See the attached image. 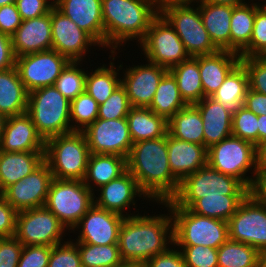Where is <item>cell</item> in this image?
I'll return each instance as SVG.
<instances>
[{"mask_svg": "<svg viewBox=\"0 0 266 267\" xmlns=\"http://www.w3.org/2000/svg\"><path fill=\"white\" fill-rule=\"evenodd\" d=\"M169 214H135L125 217L118 237L120 256L124 263L144 264L152 257L174 245V223ZM159 215V216H158ZM169 215V216H168Z\"/></svg>", "mask_w": 266, "mask_h": 267, "instance_id": "obj_1", "label": "cell"}, {"mask_svg": "<svg viewBox=\"0 0 266 267\" xmlns=\"http://www.w3.org/2000/svg\"><path fill=\"white\" fill-rule=\"evenodd\" d=\"M168 158L166 134L162 138L133 143L126 159L127 170L139 188L157 204L170 200L180 185L171 173Z\"/></svg>", "mask_w": 266, "mask_h": 267, "instance_id": "obj_2", "label": "cell"}, {"mask_svg": "<svg viewBox=\"0 0 266 267\" xmlns=\"http://www.w3.org/2000/svg\"><path fill=\"white\" fill-rule=\"evenodd\" d=\"M101 6L104 48L111 49L112 55L108 57H113L111 61L115 59L116 50L127 41L140 43L159 14L152 0H102Z\"/></svg>", "mask_w": 266, "mask_h": 267, "instance_id": "obj_3", "label": "cell"}, {"mask_svg": "<svg viewBox=\"0 0 266 267\" xmlns=\"http://www.w3.org/2000/svg\"><path fill=\"white\" fill-rule=\"evenodd\" d=\"M164 203L173 218L175 246L202 245L218 249L229 239L228 222L177 207L171 200Z\"/></svg>", "mask_w": 266, "mask_h": 267, "instance_id": "obj_4", "label": "cell"}, {"mask_svg": "<svg viewBox=\"0 0 266 267\" xmlns=\"http://www.w3.org/2000/svg\"><path fill=\"white\" fill-rule=\"evenodd\" d=\"M90 154L83 132L72 131L46 140L44 161L53 178L83 181Z\"/></svg>", "mask_w": 266, "mask_h": 267, "instance_id": "obj_5", "label": "cell"}, {"mask_svg": "<svg viewBox=\"0 0 266 267\" xmlns=\"http://www.w3.org/2000/svg\"><path fill=\"white\" fill-rule=\"evenodd\" d=\"M26 113L45 141L51 137L72 132L70 100L64 97L54 85L30 91Z\"/></svg>", "mask_w": 266, "mask_h": 267, "instance_id": "obj_6", "label": "cell"}, {"mask_svg": "<svg viewBox=\"0 0 266 267\" xmlns=\"http://www.w3.org/2000/svg\"><path fill=\"white\" fill-rule=\"evenodd\" d=\"M249 189L238 179L223 174L208 164L185 177L178 192L170 199L177 207L189 208L202 197L248 195Z\"/></svg>", "mask_w": 266, "mask_h": 267, "instance_id": "obj_7", "label": "cell"}, {"mask_svg": "<svg viewBox=\"0 0 266 267\" xmlns=\"http://www.w3.org/2000/svg\"><path fill=\"white\" fill-rule=\"evenodd\" d=\"M207 154V164L210 167L240 180L250 189L258 172L257 153L254 144L231 135L210 146L207 149ZM248 171H251L250 174L253 175L247 176Z\"/></svg>", "mask_w": 266, "mask_h": 267, "instance_id": "obj_8", "label": "cell"}, {"mask_svg": "<svg viewBox=\"0 0 266 267\" xmlns=\"http://www.w3.org/2000/svg\"><path fill=\"white\" fill-rule=\"evenodd\" d=\"M94 196L82 180L53 178L44 206L72 231L94 204Z\"/></svg>", "mask_w": 266, "mask_h": 267, "instance_id": "obj_9", "label": "cell"}, {"mask_svg": "<svg viewBox=\"0 0 266 267\" xmlns=\"http://www.w3.org/2000/svg\"><path fill=\"white\" fill-rule=\"evenodd\" d=\"M144 60L165 67L168 70L190 58L175 29L159 13L151 22L143 40L138 43Z\"/></svg>", "mask_w": 266, "mask_h": 267, "instance_id": "obj_10", "label": "cell"}, {"mask_svg": "<svg viewBox=\"0 0 266 267\" xmlns=\"http://www.w3.org/2000/svg\"><path fill=\"white\" fill-rule=\"evenodd\" d=\"M191 6H170L160 14L175 29L190 57L217 52L218 49L212 43L204 27L199 7H195L194 4Z\"/></svg>", "mask_w": 266, "mask_h": 267, "instance_id": "obj_11", "label": "cell"}, {"mask_svg": "<svg viewBox=\"0 0 266 267\" xmlns=\"http://www.w3.org/2000/svg\"><path fill=\"white\" fill-rule=\"evenodd\" d=\"M67 229L45 206L17 212L15 237L23 246H54L65 242Z\"/></svg>", "mask_w": 266, "mask_h": 267, "instance_id": "obj_12", "label": "cell"}, {"mask_svg": "<svg viewBox=\"0 0 266 267\" xmlns=\"http://www.w3.org/2000/svg\"><path fill=\"white\" fill-rule=\"evenodd\" d=\"M229 239L266 251V208L249 194L228 220Z\"/></svg>", "mask_w": 266, "mask_h": 267, "instance_id": "obj_13", "label": "cell"}, {"mask_svg": "<svg viewBox=\"0 0 266 267\" xmlns=\"http://www.w3.org/2000/svg\"><path fill=\"white\" fill-rule=\"evenodd\" d=\"M70 60L56 50L25 54L16 57L15 67L28 92L54 85Z\"/></svg>", "mask_w": 266, "mask_h": 267, "instance_id": "obj_14", "label": "cell"}, {"mask_svg": "<svg viewBox=\"0 0 266 267\" xmlns=\"http://www.w3.org/2000/svg\"><path fill=\"white\" fill-rule=\"evenodd\" d=\"M91 154H108L127 159L133 145L126 118H97L83 131Z\"/></svg>", "mask_w": 266, "mask_h": 267, "instance_id": "obj_15", "label": "cell"}, {"mask_svg": "<svg viewBox=\"0 0 266 267\" xmlns=\"http://www.w3.org/2000/svg\"><path fill=\"white\" fill-rule=\"evenodd\" d=\"M52 49L70 61H82L91 46L100 45L55 6L51 8ZM84 56V57H83Z\"/></svg>", "mask_w": 266, "mask_h": 267, "instance_id": "obj_16", "label": "cell"}, {"mask_svg": "<svg viewBox=\"0 0 266 267\" xmlns=\"http://www.w3.org/2000/svg\"><path fill=\"white\" fill-rule=\"evenodd\" d=\"M53 175L44 161L31 174L9 186L2 194L18 212L45 205Z\"/></svg>", "mask_w": 266, "mask_h": 267, "instance_id": "obj_17", "label": "cell"}, {"mask_svg": "<svg viewBox=\"0 0 266 267\" xmlns=\"http://www.w3.org/2000/svg\"><path fill=\"white\" fill-rule=\"evenodd\" d=\"M124 218L120 214L107 211L93 204L70 233L79 230L78 238H75L74 243L118 244L119 230Z\"/></svg>", "mask_w": 266, "mask_h": 267, "instance_id": "obj_18", "label": "cell"}, {"mask_svg": "<svg viewBox=\"0 0 266 267\" xmlns=\"http://www.w3.org/2000/svg\"><path fill=\"white\" fill-rule=\"evenodd\" d=\"M133 66V67H132ZM123 69L121 84L125 87L132 107L149 108L159 82L168 69L147 60V64Z\"/></svg>", "mask_w": 266, "mask_h": 267, "instance_id": "obj_19", "label": "cell"}, {"mask_svg": "<svg viewBox=\"0 0 266 267\" xmlns=\"http://www.w3.org/2000/svg\"><path fill=\"white\" fill-rule=\"evenodd\" d=\"M99 194L94 197V204L102 209L120 214L124 217L134 215L125 212L126 208L136 206V197L151 201L139 188L136 179L126 170L118 178L101 186L96 190ZM96 198V199H95ZM126 213V214H123Z\"/></svg>", "mask_w": 266, "mask_h": 267, "instance_id": "obj_20", "label": "cell"}, {"mask_svg": "<svg viewBox=\"0 0 266 267\" xmlns=\"http://www.w3.org/2000/svg\"><path fill=\"white\" fill-rule=\"evenodd\" d=\"M45 144L27 113L6 118L0 151L45 152Z\"/></svg>", "mask_w": 266, "mask_h": 267, "instance_id": "obj_21", "label": "cell"}, {"mask_svg": "<svg viewBox=\"0 0 266 267\" xmlns=\"http://www.w3.org/2000/svg\"><path fill=\"white\" fill-rule=\"evenodd\" d=\"M15 57L52 49L51 10L37 18L23 20L11 36Z\"/></svg>", "mask_w": 266, "mask_h": 267, "instance_id": "obj_22", "label": "cell"}, {"mask_svg": "<svg viewBox=\"0 0 266 267\" xmlns=\"http://www.w3.org/2000/svg\"><path fill=\"white\" fill-rule=\"evenodd\" d=\"M102 0H54V6L104 48Z\"/></svg>", "mask_w": 266, "mask_h": 267, "instance_id": "obj_23", "label": "cell"}, {"mask_svg": "<svg viewBox=\"0 0 266 267\" xmlns=\"http://www.w3.org/2000/svg\"><path fill=\"white\" fill-rule=\"evenodd\" d=\"M167 147L171 173L179 182L207 165V148L203 145L179 140L167 133Z\"/></svg>", "mask_w": 266, "mask_h": 267, "instance_id": "obj_24", "label": "cell"}, {"mask_svg": "<svg viewBox=\"0 0 266 267\" xmlns=\"http://www.w3.org/2000/svg\"><path fill=\"white\" fill-rule=\"evenodd\" d=\"M193 105L203 120L204 146L207 149L232 135V110L211 97H204Z\"/></svg>", "mask_w": 266, "mask_h": 267, "instance_id": "obj_25", "label": "cell"}, {"mask_svg": "<svg viewBox=\"0 0 266 267\" xmlns=\"http://www.w3.org/2000/svg\"><path fill=\"white\" fill-rule=\"evenodd\" d=\"M241 62L235 52L218 50L215 53L198 56L199 71L204 97H211L224 82L227 75Z\"/></svg>", "mask_w": 266, "mask_h": 267, "instance_id": "obj_26", "label": "cell"}, {"mask_svg": "<svg viewBox=\"0 0 266 267\" xmlns=\"http://www.w3.org/2000/svg\"><path fill=\"white\" fill-rule=\"evenodd\" d=\"M200 3V4H199ZM196 6L208 35L218 50L230 51V21L233 6L199 2Z\"/></svg>", "mask_w": 266, "mask_h": 267, "instance_id": "obj_27", "label": "cell"}, {"mask_svg": "<svg viewBox=\"0 0 266 267\" xmlns=\"http://www.w3.org/2000/svg\"><path fill=\"white\" fill-rule=\"evenodd\" d=\"M45 152L0 151V191L31 174L44 162Z\"/></svg>", "mask_w": 266, "mask_h": 267, "instance_id": "obj_28", "label": "cell"}, {"mask_svg": "<svg viewBox=\"0 0 266 267\" xmlns=\"http://www.w3.org/2000/svg\"><path fill=\"white\" fill-rule=\"evenodd\" d=\"M28 93L16 67L0 71V113L6 118L26 113Z\"/></svg>", "mask_w": 266, "mask_h": 267, "instance_id": "obj_29", "label": "cell"}, {"mask_svg": "<svg viewBox=\"0 0 266 267\" xmlns=\"http://www.w3.org/2000/svg\"><path fill=\"white\" fill-rule=\"evenodd\" d=\"M126 170V158L122 156L90 154L83 182L95 193L96 189L118 178Z\"/></svg>", "mask_w": 266, "mask_h": 267, "instance_id": "obj_30", "label": "cell"}, {"mask_svg": "<svg viewBox=\"0 0 266 267\" xmlns=\"http://www.w3.org/2000/svg\"><path fill=\"white\" fill-rule=\"evenodd\" d=\"M126 120L133 143L162 138L168 132L167 121L149 108L132 107Z\"/></svg>", "mask_w": 266, "mask_h": 267, "instance_id": "obj_31", "label": "cell"}, {"mask_svg": "<svg viewBox=\"0 0 266 267\" xmlns=\"http://www.w3.org/2000/svg\"><path fill=\"white\" fill-rule=\"evenodd\" d=\"M233 6L230 21V51L241 54L250 44L256 11L262 6L259 2ZM251 3V4H249Z\"/></svg>", "mask_w": 266, "mask_h": 267, "instance_id": "obj_32", "label": "cell"}, {"mask_svg": "<svg viewBox=\"0 0 266 267\" xmlns=\"http://www.w3.org/2000/svg\"><path fill=\"white\" fill-rule=\"evenodd\" d=\"M168 134L179 140L204 146V124L199 110L188 104L167 122Z\"/></svg>", "mask_w": 266, "mask_h": 267, "instance_id": "obj_33", "label": "cell"}, {"mask_svg": "<svg viewBox=\"0 0 266 267\" xmlns=\"http://www.w3.org/2000/svg\"><path fill=\"white\" fill-rule=\"evenodd\" d=\"M168 71L176 79L181 97L187 104H195L204 98L198 56L190 57Z\"/></svg>", "mask_w": 266, "mask_h": 267, "instance_id": "obj_34", "label": "cell"}, {"mask_svg": "<svg viewBox=\"0 0 266 267\" xmlns=\"http://www.w3.org/2000/svg\"><path fill=\"white\" fill-rule=\"evenodd\" d=\"M115 66L114 62L109 63V67L105 64L96 68L93 72H87L85 91L100 105L104 103L121 85V73L123 65Z\"/></svg>", "mask_w": 266, "mask_h": 267, "instance_id": "obj_35", "label": "cell"}, {"mask_svg": "<svg viewBox=\"0 0 266 267\" xmlns=\"http://www.w3.org/2000/svg\"><path fill=\"white\" fill-rule=\"evenodd\" d=\"M187 105L181 97L176 79L168 71L159 82L149 109L168 122L176 112Z\"/></svg>", "mask_w": 266, "mask_h": 267, "instance_id": "obj_36", "label": "cell"}, {"mask_svg": "<svg viewBox=\"0 0 266 267\" xmlns=\"http://www.w3.org/2000/svg\"><path fill=\"white\" fill-rule=\"evenodd\" d=\"M249 88L248 75L245 67L239 63L225 78L224 82L211 96L220 104L235 111L243 106Z\"/></svg>", "mask_w": 266, "mask_h": 267, "instance_id": "obj_37", "label": "cell"}, {"mask_svg": "<svg viewBox=\"0 0 266 267\" xmlns=\"http://www.w3.org/2000/svg\"><path fill=\"white\" fill-rule=\"evenodd\" d=\"M247 195H223V197H202L188 209L196 214L228 222Z\"/></svg>", "mask_w": 266, "mask_h": 267, "instance_id": "obj_38", "label": "cell"}, {"mask_svg": "<svg viewBox=\"0 0 266 267\" xmlns=\"http://www.w3.org/2000/svg\"><path fill=\"white\" fill-rule=\"evenodd\" d=\"M218 267H258L261 253L249 244L228 239L218 249Z\"/></svg>", "mask_w": 266, "mask_h": 267, "instance_id": "obj_39", "label": "cell"}, {"mask_svg": "<svg viewBox=\"0 0 266 267\" xmlns=\"http://www.w3.org/2000/svg\"><path fill=\"white\" fill-rule=\"evenodd\" d=\"M81 256L82 267H122L118 244L95 245L75 243Z\"/></svg>", "mask_w": 266, "mask_h": 267, "instance_id": "obj_40", "label": "cell"}, {"mask_svg": "<svg viewBox=\"0 0 266 267\" xmlns=\"http://www.w3.org/2000/svg\"><path fill=\"white\" fill-rule=\"evenodd\" d=\"M81 64L82 61H70L54 83L57 90L70 101L85 92L87 71L81 68Z\"/></svg>", "mask_w": 266, "mask_h": 267, "instance_id": "obj_41", "label": "cell"}, {"mask_svg": "<svg viewBox=\"0 0 266 267\" xmlns=\"http://www.w3.org/2000/svg\"><path fill=\"white\" fill-rule=\"evenodd\" d=\"M99 104L85 91L70 101L72 131H83L98 118Z\"/></svg>", "mask_w": 266, "mask_h": 267, "instance_id": "obj_42", "label": "cell"}, {"mask_svg": "<svg viewBox=\"0 0 266 267\" xmlns=\"http://www.w3.org/2000/svg\"><path fill=\"white\" fill-rule=\"evenodd\" d=\"M232 135L258 146V116L244 106L232 112Z\"/></svg>", "mask_w": 266, "mask_h": 267, "instance_id": "obj_43", "label": "cell"}, {"mask_svg": "<svg viewBox=\"0 0 266 267\" xmlns=\"http://www.w3.org/2000/svg\"><path fill=\"white\" fill-rule=\"evenodd\" d=\"M132 108L125 87L121 84L99 105L98 118L105 120L126 118Z\"/></svg>", "mask_w": 266, "mask_h": 267, "instance_id": "obj_44", "label": "cell"}, {"mask_svg": "<svg viewBox=\"0 0 266 267\" xmlns=\"http://www.w3.org/2000/svg\"><path fill=\"white\" fill-rule=\"evenodd\" d=\"M241 57L266 56V6L256 11L253 31L249 46L240 54Z\"/></svg>", "mask_w": 266, "mask_h": 267, "instance_id": "obj_45", "label": "cell"}, {"mask_svg": "<svg viewBox=\"0 0 266 267\" xmlns=\"http://www.w3.org/2000/svg\"><path fill=\"white\" fill-rule=\"evenodd\" d=\"M187 267H218L216 248L197 246H178Z\"/></svg>", "mask_w": 266, "mask_h": 267, "instance_id": "obj_46", "label": "cell"}, {"mask_svg": "<svg viewBox=\"0 0 266 267\" xmlns=\"http://www.w3.org/2000/svg\"><path fill=\"white\" fill-rule=\"evenodd\" d=\"M47 267H82L80 252L73 239L52 247Z\"/></svg>", "mask_w": 266, "mask_h": 267, "instance_id": "obj_47", "label": "cell"}, {"mask_svg": "<svg viewBox=\"0 0 266 267\" xmlns=\"http://www.w3.org/2000/svg\"><path fill=\"white\" fill-rule=\"evenodd\" d=\"M248 75L249 89L266 95V56L241 57Z\"/></svg>", "mask_w": 266, "mask_h": 267, "instance_id": "obj_48", "label": "cell"}, {"mask_svg": "<svg viewBox=\"0 0 266 267\" xmlns=\"http://www.w3.org/2000/svg\"><path fill=\"white\" fill-rule=\"evenodd\" d=\"M52 246H23L17 267H47Z\"/></svg>", "mask_w": 266, "mask_h": 267, "instance_id": "obj_49", "label": "cell"}, {"mask_svg": "<svg viewBox=\"0 0 266 267\" xmlns=\"http://www.w3.org/2000/svg\"><path fill=\"white\" fill-rule=\"evenodd\" d=\"M22 250L15 236L0 238V267H17Z\"/></svg>", "mask_w": 266, "mask_h": 267, "instance_id": "obj_50", "label": "cell"}, {"mask_svg": "<svg viewBox=\"0 0 266 267\" xmlns=\"http://www.w3.org/2000/svg\"><path fill=\"white\" fill-rule=\"evenodd\" d=\"M16 6L22 20H29L49 13L54 0H16Z\"/></svg>", "mask_w": 266, "mask_h": 267, "instance_id": "obj_51", "label": "cell"}, {"mask_svg": "<svg viewBox=\"0 0 266 267\" xmlns=\"http://www.w3.org/2000/svg\"><path fill=\"white\" fill-rule=\"evenodd\" d=\"M17 211L0 195V238L15 236Z\"/></svg>", "mask_w": 266, "mask_h": 267, "instance_id": "obj_52", "label": "cell"}, {"mask_svg": "<svg viewBox=\"0 0 266 267\" xmlns=\"http://www.w3.org/2000/svg\"><path fill=\"white\" fill-rule=\"evenodd\" d=\"M172 247L173 245L168 250L149 259L143 264L144 267H187L181 251L175 245L174 248Z\"/></svg>", "mask_w": 266, "mask_h": 267, "instance_id": "obj_53", "label": "cell"}, {"mask_svg": "<svg viewBox=\"0 0 266 267\" xmlns=\"http://www.w3.org/2000/svg\"><path fill=\"white\" fill-rule=\"evenodd\" d=\"M22 21L16 3L0 7V33L12 36Z\"/></svg>", "mask_w": 266, "mask_h": 267, "instance_id": "obj_54", "label": "cell"}, {"mask_svg": "<svg viewBox=\"0 0 266 267\" xmlns=\"http://www.w3.org/2000/svg\"><path fill=\"white\" fill-rule=\"evenodd\" d=\"M16 57L11 36L0 33V71L15 67Z\"/></svg>", "mask_w": 266, "mask_h": 267, "instance_id": "obj_55", "label": "cell"}, {"mask_svg": "<svg viewBox=\"0 0 266 267\" xmlns=\"http://www.w3.org/2000/svg\"><path fill=\"white\" fill-rule=\"evenodd\" d=\"M243 106L256 116L266 115V95L248 88Z\"/></svg>", "mask_w": 266, "mask_h": 267, "instance_id": "obj_56", "label": "cell"}, {"mask_svg": "<svg viewBox=\"0 0 266 267\" xmlns=\"http://www.w3.org/2000/svg\"><path fill=\"white\" fill-rule=\"evenodd\" d=\"M249 195L266 208V171L257 172L249 189Z\"/></svg>", "mask_w": 266, "mask_h": 267, "instance_id": "obj_57", "label": "cell"}, {"mask_svg": "<svg viewBox=\"0 0 266 267\" xmlns=\"http://www.w3.org/2000/svg\"><path fill=\"white\" fill-rule=\"evenodd\" d=\"M153 4L158 13L163 11L164 9L174 6V5H196L195 2L198 4L201 0H152ZM193 2V3H192Z\"/></svg>", "mask_w": 266, "mask_h": 267, "instance_id": "obj_58", "label": "cell"}, {"mask_svg": "<svg viewBox=\"0 0 266 267\" xmlns=\"http://www.w3.org/2000/svg\"><path fill=\"white\" fill-rule=\"evenodd\" d=\"M258 171H266V141L256 147Z\"/></svg>", "mask_w": 266, "mask_h": 267, "instance_id": "obj_59", "label": "cell"}, {"mask_svg": "<svg viewBox=\"0 0 266 267\" xmlns=\"http://www.w3.org/2000/svg\"><path fill=\"white\" fill-rule=\"evenodd\" d=\"M266 141V115L258 116V145Z\"/></svg>", "mask_w": 266, "mask_h": 267, "instance_id": "obj_60", "label": "cell"}, {"mask_svg": "<svg viewBox=\"0 0 266 267\" xmlns=\"http://www.w3.org/2000/svg\"><path fill=\"white\" fill-rule=\"evenodd\" d=\"M200 2H209L212 4H224L231 6H238L246 3L245 0H201Z\"/></svg>", "mask_w": 266, "mask_h": 267, "instance_id": "obj_61", "label": "cell"}, {"mask_svg": "<svg viewBox=\"0 0 266 267\" xmlns=\"http://www.w3.org/2000/svg\"><path fill=\"white\" fill-rule=\"evenodd\" d=\"M5 121H6V117L0 113V143H1L2 136H3V129H4Z\"/></svg>", "mask_w": 266, "mask_h": 267, "instance_id": "obj_62", "label": "cell"}, {"mask_svg": "<svg viewBox=\"0 0 266 267\" xmlns=\"http://www.w3.org/2000/svg\"><path fill=\"white\" fill-rule=\"evenodd\" d=\"M258 267H266V251L260 255Z\"/></svg>", "mask_w": 266, "mask_h": 267, "instance_id": "obj_63", "label": "cell"}, {"mask_svg": "<svg viewBox=\"0 0 266 267\" xmlns=\"http://www.w3.org/2000/svg\"><path fill=\"white\" fill-rule=\"evenodd\" d=\"M16 3V0H0V7Z\"/></svg>", "mask_w": 266, "mask_h": 267, "instance_id": "obj_64", "label": "cell"}, {"mask_svg": "<svg viewBox=\"0 0 266 267\" xmlns=\"http://www.w3.org/2000/svg\"><path fill=\"white\" fill-rule=\"evenodd\" d=\"M122 267H144L143 264L125 263Z\"/></svg>", "mask_w": 266, "mask_h": 267, "instance_id": "obj_65", "label": "cell"}, {"mask_svg": "<svg viewBox=\"0 0 266 267\" xmlns=\"http://www.w3.org/2000/svg\"><path fill=\"white\" fill-rule=\"evenodd\" d=\"M255 1H257V0H255ZM260 1V0H259ZM263 1V2H262ZM261 2H262V6H265L266 5V0H261Z\"/></svg>", "mask_w": 266, "mask_h": 267, "instance_id": "obj_66", "label": "cell"}]
</instances>
